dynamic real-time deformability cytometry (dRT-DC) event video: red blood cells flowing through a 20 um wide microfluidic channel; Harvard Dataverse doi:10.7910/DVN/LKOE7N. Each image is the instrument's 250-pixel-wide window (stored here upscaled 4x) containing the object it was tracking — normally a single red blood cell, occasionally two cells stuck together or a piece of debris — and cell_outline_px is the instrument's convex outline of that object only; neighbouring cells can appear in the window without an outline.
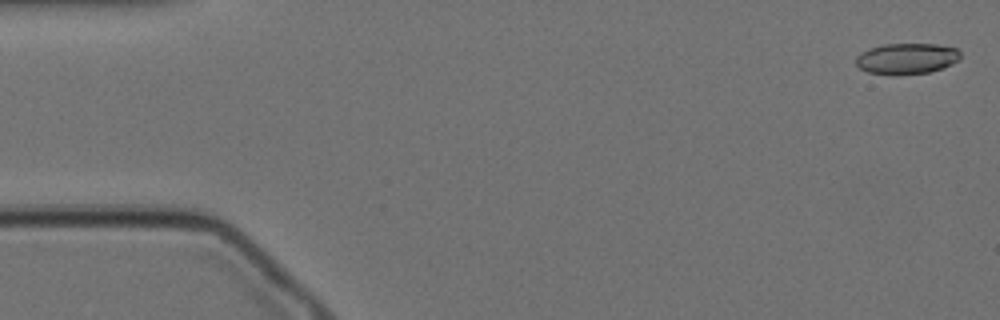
{"species": "Egyptian fruit bat (a non-hibernating species)", "species_latin": "Rousettus aegyptiacus", "temperature_condition": "cold", "stored_images_in_passage": 59, "camera_frame_rate_fps": 3000, "um_per_image_px": 0.085, "animal": {"sex": "female"}, "frame": {"image": 1, "passage_image": 2, "time_ms": 0.333, "image_size_px": [1000, 320], "cell_outline_px": [[960, 60], [944, 68], [928, 72], [892, 76], [868, 72], [860, 68], [856, 64], [856, 56], [860, 52], [868, 48], [884, 44], [936, 44], [956, 48], [960, 52]], "centroid_in_image_um": [77.05, 4.99], "position_along_channel_um": 7.9, "area_um2": 19.13}}
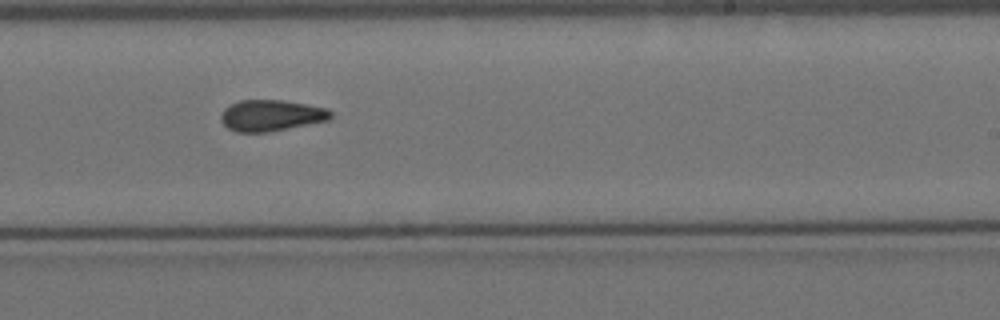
{"frame": {"image": 2, "passage_image": 35, "time_ms": 11.333, "image_size_px": [1000, 320], "cell_outline_px": [[332, 116], [328, 120], [268, 132], [236, 132], [228, 128], [220, 120], [220, 116], [224, 108], [240, 100], [280, 100], [328, 108], [332, 112]], "centroid_in_image_um": [23.03, 9.81], "position_along_channel_um": 266.0, "area_um2": 19.83}}
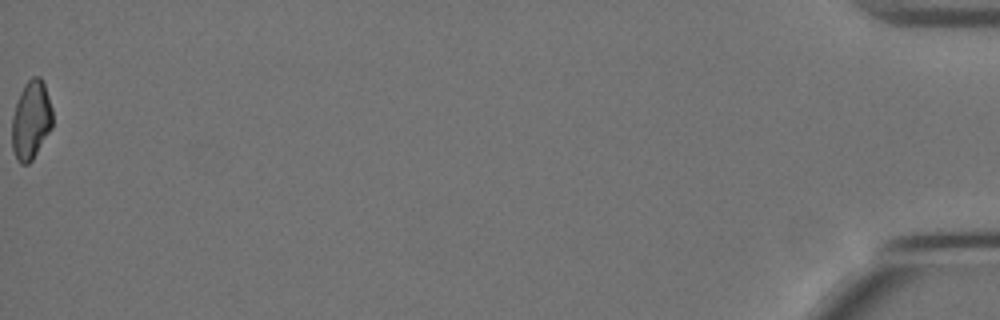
{"frame": {"image": 3, "passage_image": 59, "time_ms": 19.333, "image_size_px": [1000, 320], "cell_outline_px": [[52, 128], [32, 160], [28, 164], [20, 164], [16, 160], [12, 148], [12, 116], [20, 92], [24, 84], [32, 76], [40, 76], [44, 84], [52, 108]], "centroid_in_image_um": [2.63, 10.22], "position_along_channel_um": 432.6, "area_um2": 18.67}, "authors_computed_cell_mechanics": {"area_um2": 19.7098, "velocity_mm_per_s": 3.4325, "shape_relaxation_time_tau1_ms": null, "shape_relaxation_time_tau2_ms": 6.1679, "deformation_change_tau1": null, "deformation_change_tau2": 0.1273}}